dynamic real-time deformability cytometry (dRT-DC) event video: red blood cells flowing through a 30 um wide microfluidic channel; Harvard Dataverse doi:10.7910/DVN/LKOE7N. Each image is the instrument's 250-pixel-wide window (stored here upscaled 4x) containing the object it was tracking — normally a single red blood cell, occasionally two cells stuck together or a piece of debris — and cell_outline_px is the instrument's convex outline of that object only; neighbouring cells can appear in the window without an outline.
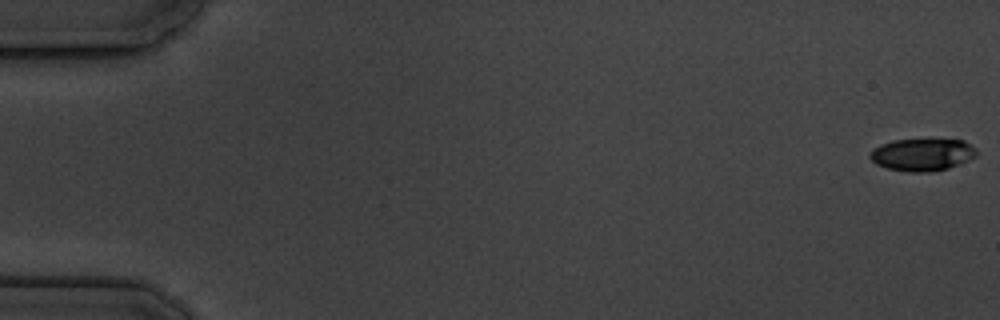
{"species": "common noctule bat (a hibernating species)", "species_latin": "Nyctalus noctula", "temperature_condition": "cold", "stored_images_in_passage": 5, "camera_frame_rate_fps": 3000, "um_per_image_px": 0.085, "animal": {"sex": "male", "body_mass_g": 19.5, "forearm_length_mm": 54.6}, "frame": {"image": 1, "passage_image": 1, "time_ms": 0.0, "image_size_px": [1000, 320], "cell_outline_px": [[976, 156], [968, 160], [948, 168], [932, 172], [908, 172], [888, 168], [876, 164], [868, 156], [872, 148], [880, 144], [892, 140], [928, 136], [964, 140], [976, 148]], "centroid_in_image_um": [78.39, 13.08], "position_along_channel_um": 6.6, "area_um2": 21.1}}
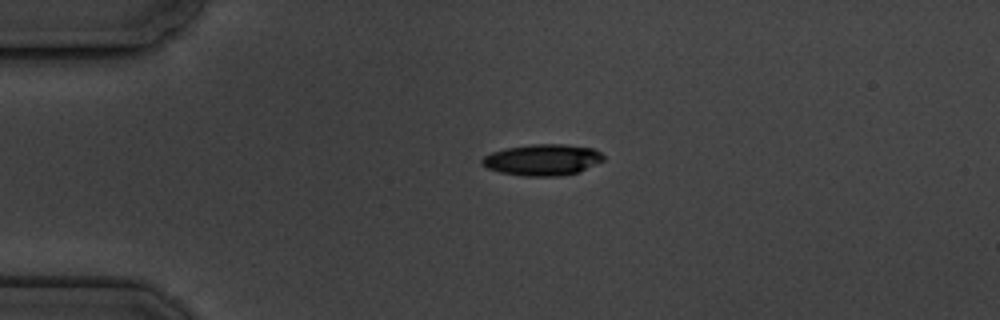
{"frame": {"image": 2, "passage_image": 4, "time_ms": 4.333, "image_size_px": [1000, 320], "cell_outline_px": [[604, 160], [580, 172], [560, 176], [524, 176], [500, 172], [488, 168], [480, 164], [480, 160], [484, 156], [492, 152], [508, 148], [532, 144], [564, 144], [592, 148], [600, 152], [604, 156]], "centroid_in_image_um": [46.12, 13.59], "position_along_channel_um": 38.9, "area_um2": 22.14}}